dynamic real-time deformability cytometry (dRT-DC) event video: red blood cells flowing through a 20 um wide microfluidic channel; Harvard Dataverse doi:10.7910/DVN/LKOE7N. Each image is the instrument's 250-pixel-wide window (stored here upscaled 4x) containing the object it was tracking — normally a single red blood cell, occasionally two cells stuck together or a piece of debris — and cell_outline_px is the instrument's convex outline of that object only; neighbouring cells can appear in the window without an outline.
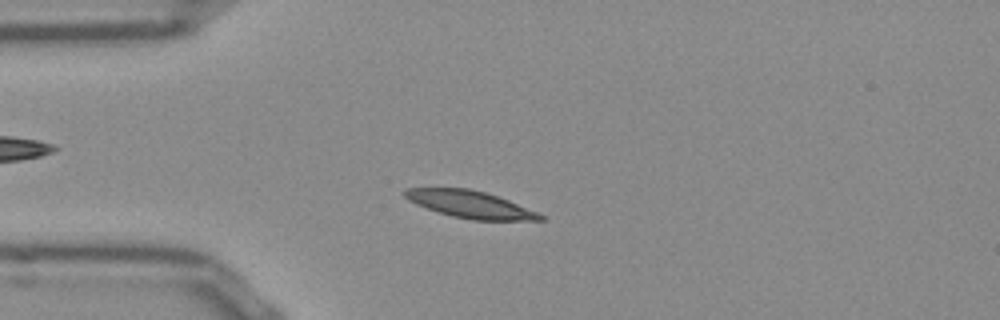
{"species": "Egyptian fruit bat (a non-hibernating species)", "species_latin": "Rousettus aegyptiacus", "temperature_condition": "room temperature", "stored_images_in_passage": 50, "camera_frame_rate_fps": 3000, "um_per_image_px": 0.085, "frame": {"image": 1, "passage_image": 10, "time_ms": 3.0, "image_size_px": [1000, 320], "cell_outline_px": [[544, 220], [472, 220], [452, 216], [416, 204], [408, 200], [400, 192], [404, 188], [468, 188], [484, 192], [508, 200], [536, 212], [544, 216]], "centroid_in_image_um": [39.9, 17.36], "position_along_channel_um": 45.1, "area_um2": 21.15}}
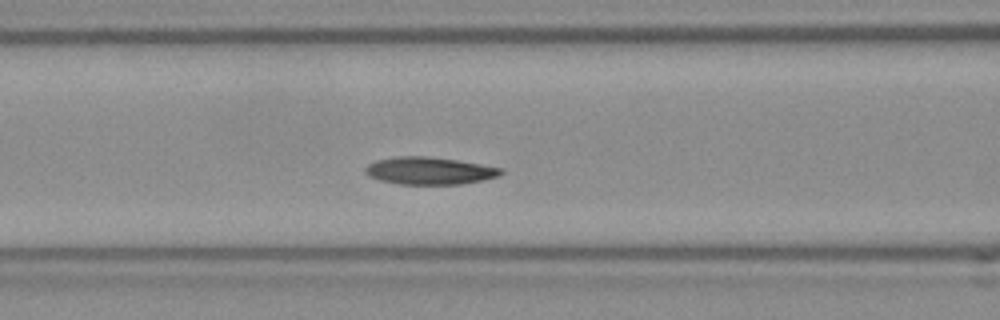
{"frame": {"image": 2, "passage_image": 18, "time_ms": 5.667, "image_size_px": [1000, 320], "cell_outline_px": [[504, 172], [500, 176], [484, 180], [460, 184], [400, 184], [380, 180], [368, 176], [364, 172], [364, 168], [368, 164], [376, 160], [400, 156], [428, 156], [456, 160], [504, 168]], "centroid_in_image_um": [36.52, 14.51], "position_along_channel_um": 130.1, "area_um2": 21.73}}
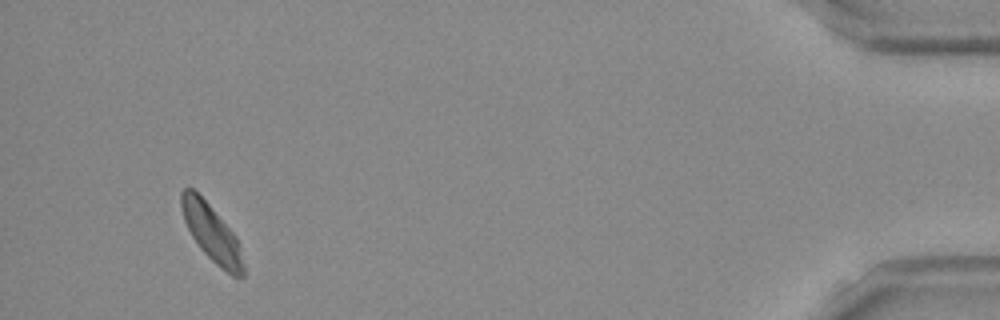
{"frame": {"image": 3, "passage_image": 47, "time_ms": 15.333, "image_size_px": [1000, 320], "cell_outline_px": [[244, 276], [232, 276], [220, 268], [200, 248], [192, 236], [184, 220], [180, 204], [180, 192], [184, 188], [192, 188], [208, 204], [236, 236], [240, 244], [244, 264]], "centroid_in_image_um": [18.0, 19.83], "position_along_channel_um": 417.2, "area_um2": 20.29}, "authors_computed_cell_mechanics": {"area_um2": 21.1548, "velocity_mm_per_s": 3.7617, "shape_relaxation_time_tau1_ms": 4.083, "shape_relaxation_time_tau2_ms": null, "deformation_change_tau1": 0.0866, "deformation_change_tau2": null}}